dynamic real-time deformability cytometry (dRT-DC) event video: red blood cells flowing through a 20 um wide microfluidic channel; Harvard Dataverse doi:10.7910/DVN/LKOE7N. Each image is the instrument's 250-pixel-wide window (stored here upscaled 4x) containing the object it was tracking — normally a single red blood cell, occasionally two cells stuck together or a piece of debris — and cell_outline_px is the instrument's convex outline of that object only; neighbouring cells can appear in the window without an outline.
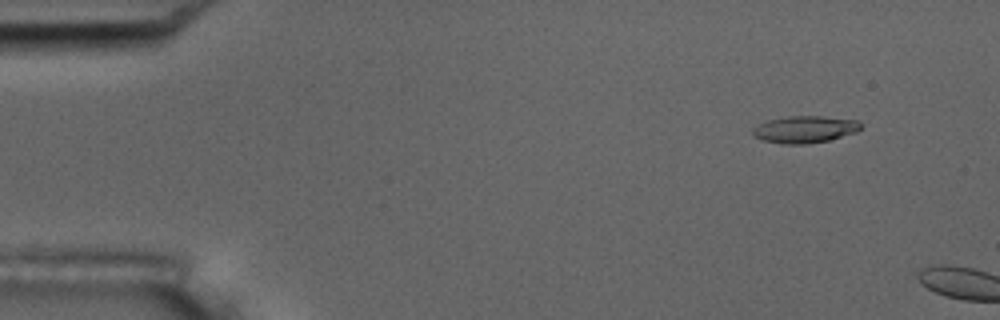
{"species": "common noctule bat (a hibernating species)", "species_latin": "Nyctalus noctula", "temperature_condition": "room temperature", "stored_images_in_passage": 3, "camera_frame_rate_fps": 3000, "um_per_image_px": 0.085, "animal": {"sex": "male", "body_mass_g": 17.5, "forearm_length_mm": 52.3}, "frame": {"image": 1, "passage_image": 2, "time_ms": 1.0, "image_size_px": [1000, 320], "cell_outline_px": [[864, 124], [856, 132], [828, 140], [808, 144], [780, 144], [764, 140], [752, 136], [752, 128], [768, 120], [788, 116], [820, 116], [860, 120]], "centroid_in_image_um": [68.42, 10.99], "position_along_channel_um": 16.6, "area_um2": 17.11}}